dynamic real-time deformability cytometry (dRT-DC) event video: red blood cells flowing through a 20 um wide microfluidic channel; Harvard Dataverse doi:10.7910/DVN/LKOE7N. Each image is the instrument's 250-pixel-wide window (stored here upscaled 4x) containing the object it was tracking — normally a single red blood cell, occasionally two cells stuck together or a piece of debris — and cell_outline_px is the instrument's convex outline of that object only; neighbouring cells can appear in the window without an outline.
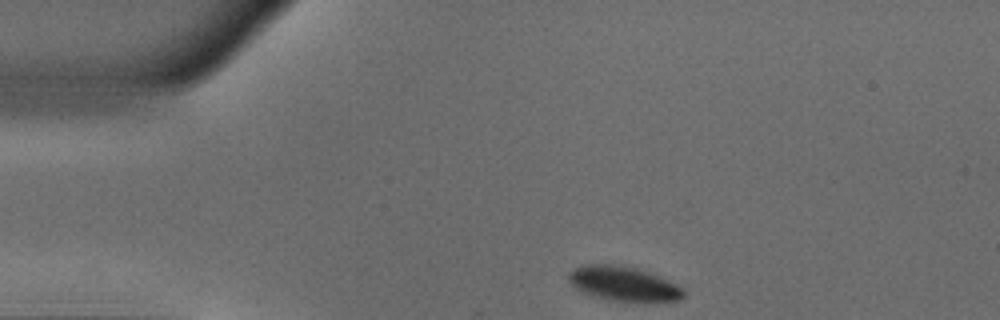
{"species": "common noctule bat (a hibernating species)", "species_latin": "Nyctalus noctula", "temperature_condition": "warm", "stored_images_in_passage": 43, "camera_frame_rate_fps": 3000, "um_per_image_px": 0.085, "animal": {"sex": "male", "body_mass_g": 18.8}, "frame": {"image": 1, "passage_image": 1, "time_ms": 0.0, "image_size_px": [1000, 320], "cell_outline_px": [[684, 296], [680, 300], [656, 304], [644, 304], [608, 300], [592, 296], [576, 288], [568, 280], [568, 272], [572, 268], [580, 264], [612, 264], [632, 268], [648, 272], [676, 284], [684, 288]], "centroid_in_image_um": [53.02, 24.17], "position_along_channel_um": 32.0, "area_um2": 23.87}}
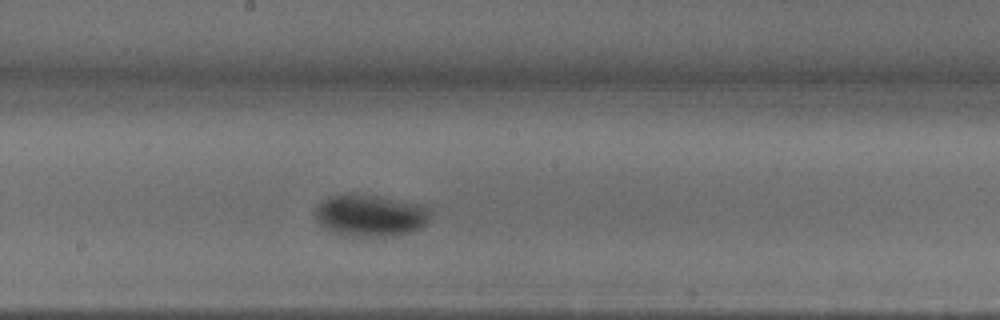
{"frame": {"image": 2, "passage_image": 19, "time_ms": 6.0, "image_size_px": [1000, 320], "cell_outline_px": [[428, 216], [424, 224], [420, 228], [412, 232], [372, 240], [352, 240], [328, 228], [316, 216], [316, 208], [328, 196], [348, 192], [380, 196], [428, 208]], "centroid_in_image_um": [31.43, 18.37], "position_along_channel_um": 216.8, "area_um2": 28.44}}
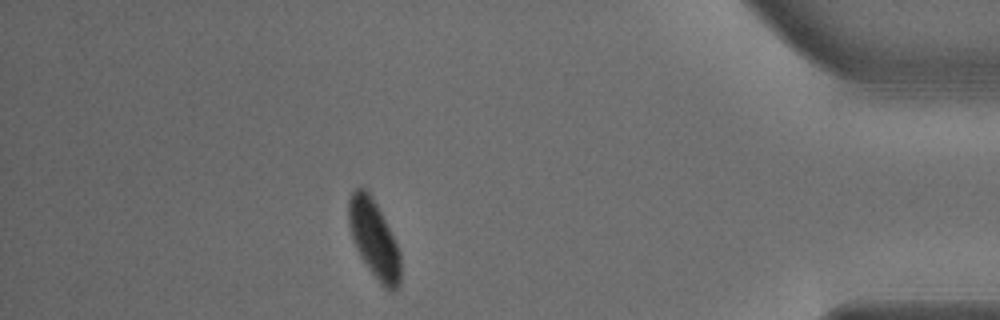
{"frame": {"image": 3, "passage_image": 37, "time_ms": 12.0, "image_size_px": [1000, 320], "cell_outline_px": [[400, 284], [396, 292], [388, 292], [380, 284], [368, 268], [360, 256], [352, 240], [348, 224], [348, 200], [352, 192], [356, 188], [364, 188], [372, 196], [400, 252]], "centroid_in_image_um": [31.78, 20.37], "position_along_channel_um": 403.4, "area_um2": 23.52}, "authors_computed_cell_mechanics": {"area_um2": 25.8944, "velocity_mm_per_s": 3.8489, "shape_relaxation_time_tau1_ms": 3.8006, "shape_relaxation_time_tau2_ms": null, "deformation_change_tau1": 0.1592, "deformation_change_tau2": null}}